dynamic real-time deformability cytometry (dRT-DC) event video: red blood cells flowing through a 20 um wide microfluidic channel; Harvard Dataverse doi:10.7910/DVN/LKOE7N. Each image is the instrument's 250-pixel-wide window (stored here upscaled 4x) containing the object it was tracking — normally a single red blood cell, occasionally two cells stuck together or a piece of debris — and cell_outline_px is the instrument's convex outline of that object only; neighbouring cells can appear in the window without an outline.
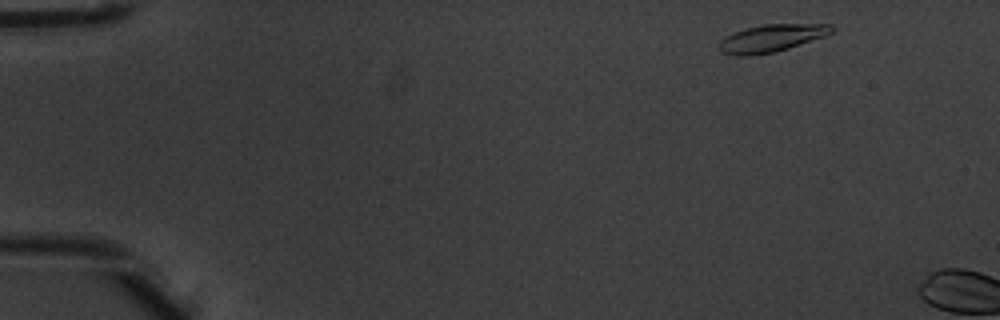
{"species": "common noctule bat (a hibernating species)", "species_latin": "Nyctalus noctula", "temperature_condition": "warm", "stored_images_in_passage": 2, "camera_frame_rate_fps": 3000, "um_per_image_px": 0.085, "animal": {"sex": "male", "body_mass_g": 20.1, "forearm_length_mm": 53.5}, "frame": {"image": 1, "passage_image": 1, "time_ms": 0.0, "image_size_px": [1000, 320], "cell_outline_px": [[836, 28], [832, 32], [824, 36], [776, 52], [748, 56], [740, 56], [720, 52], [716, 48], [716, 44], [720, 40], [736, 32], [748, 28], [764, 24], [832, 24]], "centroid_in_image_um": [65.55, 3.25], "position_along_channel_um": 19.4, "area_um2": 17.98}}